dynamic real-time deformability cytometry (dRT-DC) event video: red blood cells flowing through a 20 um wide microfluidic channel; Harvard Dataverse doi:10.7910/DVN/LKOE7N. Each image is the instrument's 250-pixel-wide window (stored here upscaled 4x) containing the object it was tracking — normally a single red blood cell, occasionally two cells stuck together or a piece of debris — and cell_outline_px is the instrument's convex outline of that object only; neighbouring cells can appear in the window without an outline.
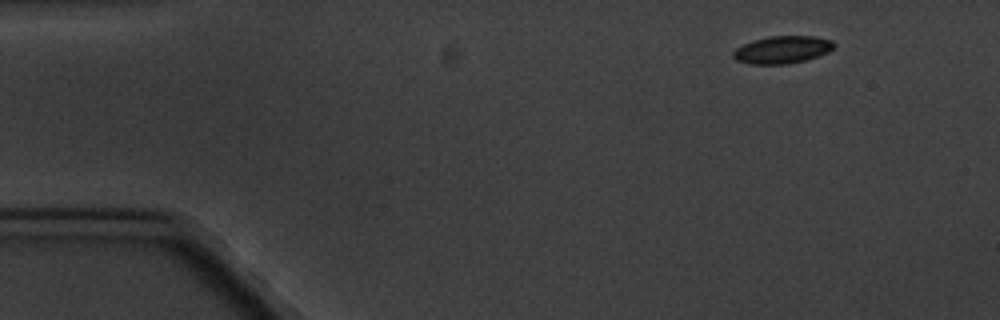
{"species": "common noctule bat (a hibernating species)", "species_latin": "Nyctalus noctula", "temperature_condition": "cold", "stored_images_in_passage": 4, "camera_frame_rate_fps": 3000, "um_per_image_px": 0.085, "animal": {"sex": "male", "body_mass_g": 20.1, "forearm_length_mm": 53.5}, "frame": {"image": 1, "passage_image": 1, "time_ms": 0.0, "image_size_px": [1000, 320], "cell_outline_px": [[836, 44], [828, 52], [804, 60], [788, 64], [748, 64], [736, 60], [732, 56], [732, 52], [736, 48], [752, 40], [768, 36], [816, 36], [832, 40]], "centroid_in_image_um": [66.47, 4.22], "position_along_channel_um": 18.5, "area_um2": 16.18}}
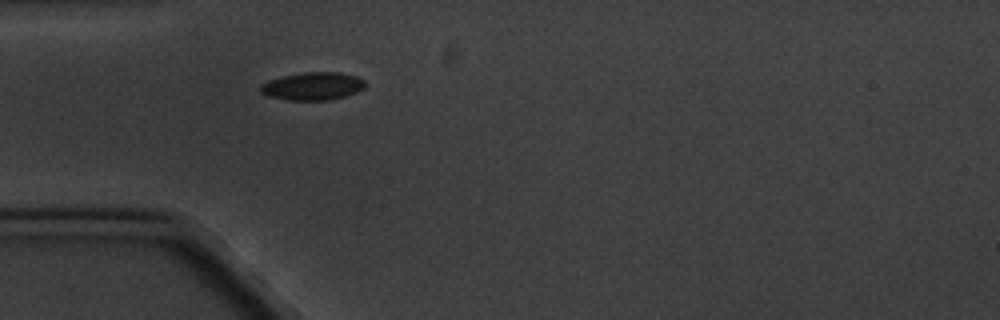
{"frame": {"image": 2, "passage_image": 4, "time_ms": 3.667, "image_size_px": [1000, 320], "cell_outline_px": [[364, 88], [356, 92], [344, 96], [328, 100], [288, 100], [268, 96], [260, 92], [260, 84], [268, 80], [284, 76], [304, 72], [340, 72], [356, 76], [364, 80]], "centroid_in_image_um": [26.56, 7.32], "position_along_channel_um": 58.4, "area_um2": 16.94}}